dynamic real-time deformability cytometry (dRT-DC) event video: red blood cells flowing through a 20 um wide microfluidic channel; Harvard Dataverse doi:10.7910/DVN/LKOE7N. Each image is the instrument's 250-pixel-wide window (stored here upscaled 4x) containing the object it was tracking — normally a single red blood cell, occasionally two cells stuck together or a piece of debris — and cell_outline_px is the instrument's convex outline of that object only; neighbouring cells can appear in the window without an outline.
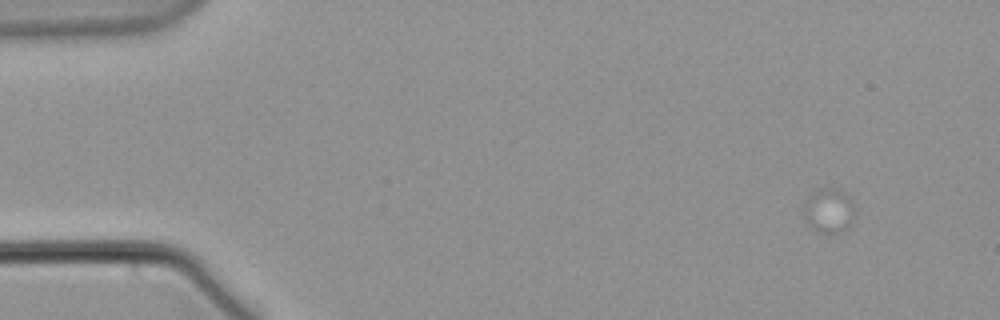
{"species": "common noctule bat (a hibernating species)", "species_latin": "Nyctalus noctula", "temperature_condition": "warm", "stored_images_in_passage": 1, "camera_frame_rate_fps": 3000, "um_per_image_px": 0.085, "animal": {"sex": "male", "body_mass_g": 21.5, "forearm_length_mm": 52.0}, "frame": {"image": 1, "passage_image": 1, "time_ms": 0.0, "image_size_px": [1000, 320], "cell_outline_px": [[852, 224], [828, 236], [816, 232], [804, 216], [804, 204], [820, 188], [832, 188], [848, 196], [852, 200]], "centroid_in_image_um": [70.44, 17.95], "position_along_channel_um": 14.6, "area_um2": 12.72}}